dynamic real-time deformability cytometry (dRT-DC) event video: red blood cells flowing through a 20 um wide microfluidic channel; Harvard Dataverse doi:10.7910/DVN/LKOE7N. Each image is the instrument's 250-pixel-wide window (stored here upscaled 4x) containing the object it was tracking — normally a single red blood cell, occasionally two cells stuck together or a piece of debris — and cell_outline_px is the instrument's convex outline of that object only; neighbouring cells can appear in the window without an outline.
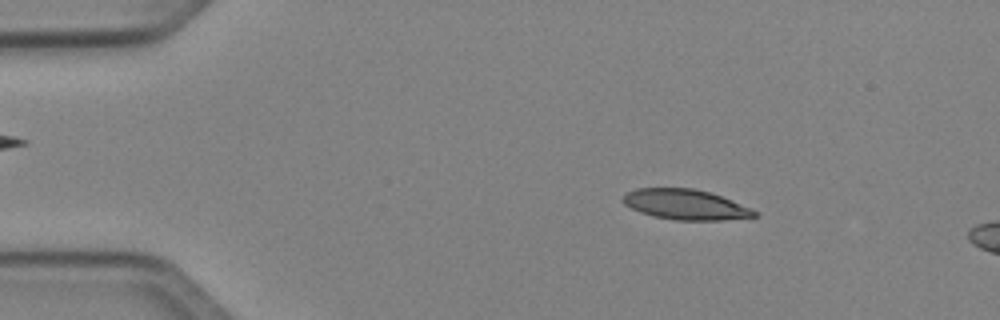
{"species": "Egyptian fruit bat (a non-hibernating species)", "species_latin": "Rousettus aegyptiacus", "temperature_condition": "cold", "stored_images_in_passage": 45, "segment_of_instrument_passage": [1, 2], "camera_frame_rate_fps": 3000, "um_per_image_px": 0.085, "animal": {"sex": "female"}, "frame": {"image": 1, "passage_image": 2, "time_ms": 0.333, "image_size_px": [1000, 320], "cell_outline_px": [[760, 216], [724, 220], [676, 220], [652, 216], [640, 212], [624, 204], [620, 200], [628, 192], [636, 188], [692, 188], [708, 192], [720, 196], [748, 208], [756, 212]], "centroid_in_image_um": [58.21, 17.39], "position_along_channel_um": 26.8, "area_um2": 22.89}}
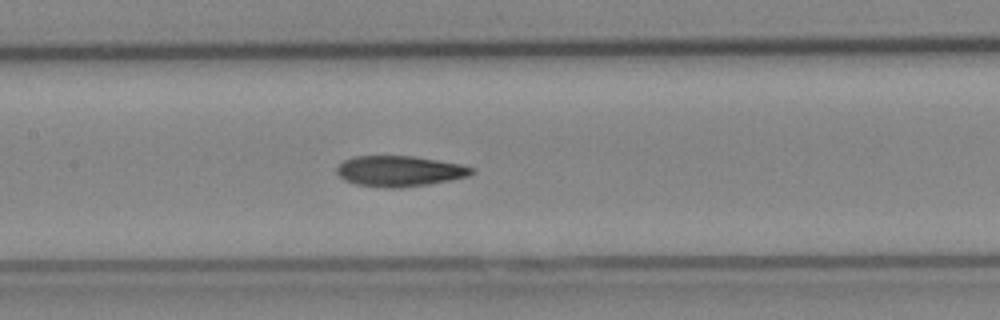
{"frame": {"image": 2, "passage_image": 18, "time_ms": 5.667, "image_size_px": [1000, 320], "cell_outline_px": [[476, 172], [468, 176], [428, 184], [400, 188], [384, 188], [356, 184], [344, 180], [336, 172], [336, 168], [344, 160], [356, 156], [412, 156], [460, 164], [476, 168]], "centroid_in_image_um": [33.96, 14.55], "position_along_channel_um": 173.4, "area_um2": 24.04}}
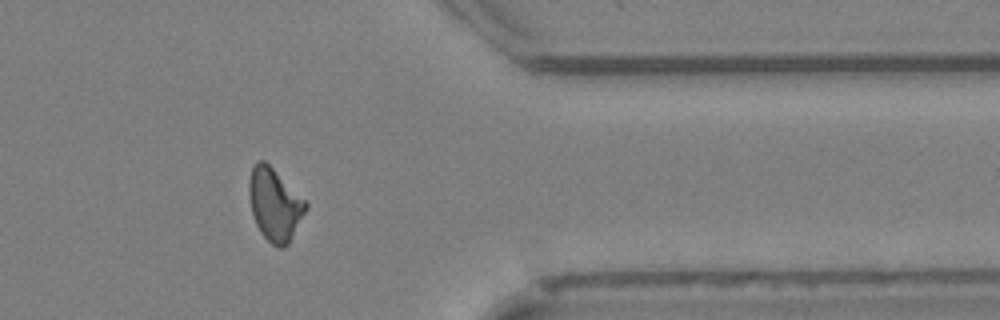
{"frame": {"image": 3, "passage_image": 35, "time_ms": 11.333, "image_size_px": [1000, 320], "cell_outline_px": [[308, 208], [288, 244], [284, 248], [280, 248], [272, 244], [260, 232], [256, 224], [252, 212], [248, 192], [248, 184], [252, 168], [260, 160], [264, 160], [308, 200]], "centroid_in_image_um": [23.38, 17.38], "position_along_channel_um": 388.0, "area_um2": 24.1}}